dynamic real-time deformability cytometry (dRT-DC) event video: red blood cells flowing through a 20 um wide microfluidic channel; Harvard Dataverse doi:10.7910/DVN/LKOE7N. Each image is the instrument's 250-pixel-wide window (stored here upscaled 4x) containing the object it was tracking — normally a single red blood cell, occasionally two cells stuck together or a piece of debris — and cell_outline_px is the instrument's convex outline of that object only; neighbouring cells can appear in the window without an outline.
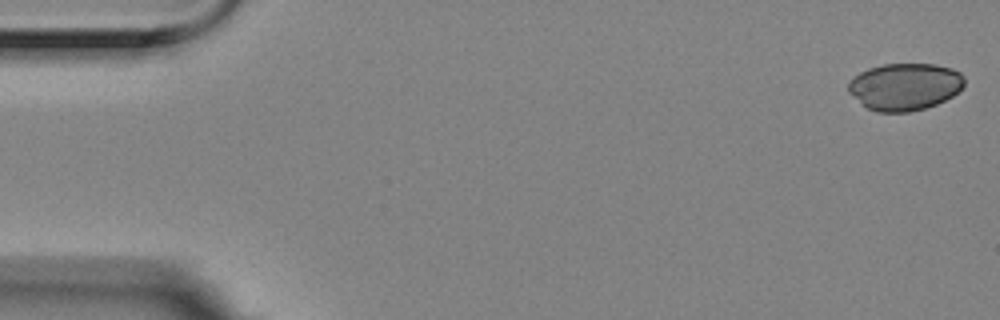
{"species": "Egyptian fruit bat (a non-hibernating species)", "species_latin": "Rousettus aegyptiacus", "temperature_condition": "room temperature", "stored_images_in_passage": 4, "camera_frame_rate_fps": 3000, "um_per_image_px": 0.085, "animal": {"sex": "female"}, "frame": {"image": 1, "passage_image": 1, "time_ms": 0.0, "image_size_px": [1000, 320], "cell_outline_px": [[964, 84], [952, 96], [936, 104], [924, 108], [908, 112], [876, 112], [868, 108], [848, 92], [848, 80], [852, 76], [868, 68], [884, 64], [936, 64], [952, 68], [960, 72], [964, 76]], "centroid_in_image_um": [76.88, 7.35], "position_along_channel_um": 8.1, "area_um2": 31.91}}